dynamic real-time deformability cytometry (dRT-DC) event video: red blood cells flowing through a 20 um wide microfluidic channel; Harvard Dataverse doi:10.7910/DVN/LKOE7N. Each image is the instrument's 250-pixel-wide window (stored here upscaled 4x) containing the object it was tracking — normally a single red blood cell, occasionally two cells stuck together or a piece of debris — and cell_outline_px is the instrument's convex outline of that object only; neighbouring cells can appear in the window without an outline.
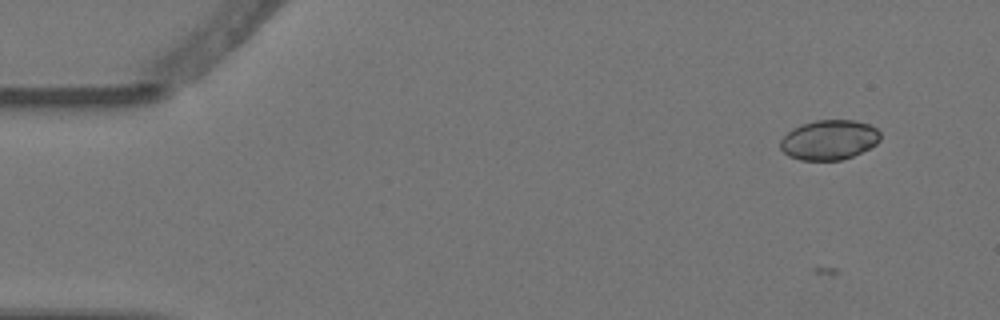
{"species": "Egyptian fruit bat (a non-hibernating species)", "species_latin": "Rousettus aegyptiacus", "temperature_condition": "warm", "stored_images_in_passage": 5, "camera_frame_rate_fps": 3000, "um_per_image_px": 0.085, "animal": {"sex": "female"}, "frame": {"image": 1, "passage_image": 2, "time_ms": 0.333, "image_size_px": [1000, 320], "cell_outline_px": [[880, 140], [876, 144], [852, 156], [840, 160], [800, 160], [788, 156], [780, 148], [780, 140], [792, 128], [800, 124], [816, 120], [852, 120], [872, 124], [880, 132]], "centroid_in_image_um": [70.47, 11.88], "position_along_channel_um": 14.5, "area_um2": 23.29}}